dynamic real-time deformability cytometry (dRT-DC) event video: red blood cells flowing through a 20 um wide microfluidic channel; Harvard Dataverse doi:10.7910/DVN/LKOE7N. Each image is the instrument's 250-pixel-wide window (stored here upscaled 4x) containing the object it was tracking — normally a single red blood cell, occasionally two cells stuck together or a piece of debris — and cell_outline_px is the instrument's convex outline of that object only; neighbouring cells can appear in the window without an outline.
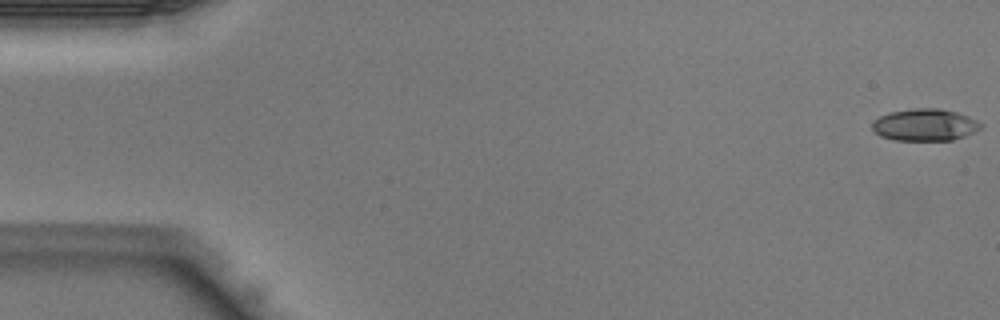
{"species": "Egyptian fruit bat (a non-hibernating species)", "species_latin": "Rousettus aegyptiacus", "temperature_condition": "warm", "stored_images_in_passage": 14, "camera_frame_rate_fps": 3000, "um_per_image_px": 0.085, "animal": {"sex": "male"}, "frame": {"image": 1, "passage_image": 1, "time_ms": 0.0, "image_size_px": [1000, 320], "cell_outline_px": [[984, 124], [980, 128], [964, 136], [952, 140], [892, 140], [880, 136], [872, 128], [872, 120], [888, 112], [912, 108], [940, 108], [956, 112], [968, 116]], "centroid_in_image_um": [78.58, 10.6], "position_along_channel_um": 6.4, "area_um2": 20.35}}